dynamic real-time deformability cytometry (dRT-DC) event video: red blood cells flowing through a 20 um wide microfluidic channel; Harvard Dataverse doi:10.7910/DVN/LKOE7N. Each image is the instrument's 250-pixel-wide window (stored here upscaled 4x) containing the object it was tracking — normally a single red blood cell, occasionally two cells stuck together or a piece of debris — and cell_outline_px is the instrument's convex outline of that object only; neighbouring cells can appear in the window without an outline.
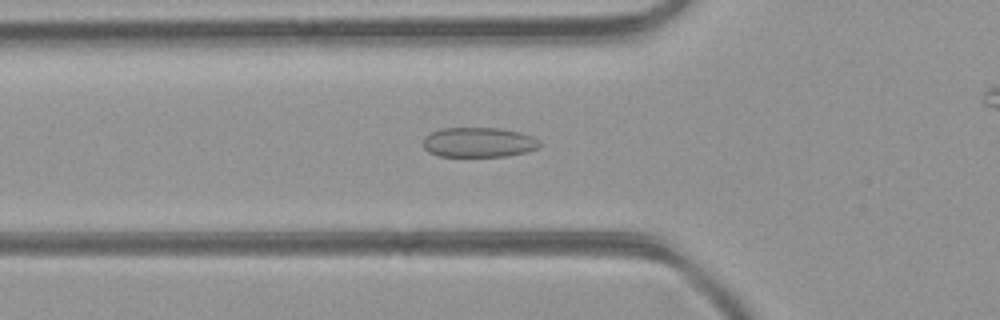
{"species": "common noctule bat (a hibernating species)", "species_latin": "Nyctalus noctula", "temperature_condition": "room temperature", "stored_images_in_passage": 42, "camera_frame_rate_fps": 3000, "um_per_image_px": 0.085, "animal": {"sex": "female", "body_mass_g": 21.9}, "frame": {"image": 1, "passage_image": 17, "time_ms": 5.333, "image_size_px": [1000, 320], "cell_outline_px": [[540, 148], [508, 156], [440, 156], [428, 152], [424, 148], [424, 136], [440, 128], [500, 128], [520, 132], [532, 136], [540, 140]], "centroid_in_image_um": [40.7, 12.09], "position_along_channel_um": 85.1, "area_um2": 20.35}}
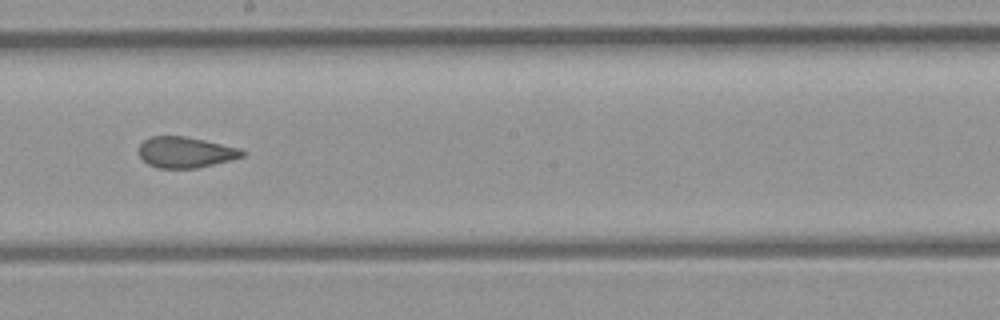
{"frame": {"image": 2, "passage_image": 27, "time_ms": 8.667, "image_size_px": [1000, 320], "cell_outline_px": [[244, 156], [232, 160], [196, 168], [156, 168], [148, 164], [140, 156], [140, 144], [144, 140], [152, 136], [184, 136], [204, 140], [240, 148], [244, 152]], "centroid_in_image_um": [15.77, 12.95], "position_along_channel_um": 232.4, "area_um2": 18.5}}
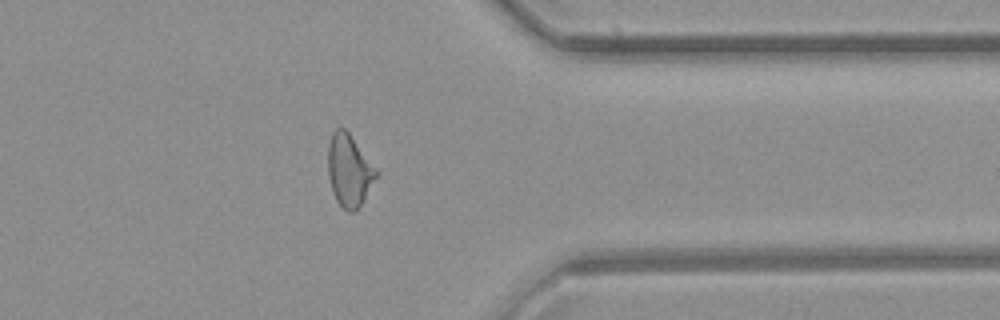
{"frame": {"image": 3, "passage_image": 38, "time_ms": 12.333, "image_size_px": [1000, 320], "cell_outline_px": [[380, 172], [364, 200], [356, 212], [348, 212], [336, 200], [328, 176], [328, 144], [332, 132], [336, 128], [344, 128], [348, 132]], "centroid_in_image_um": [29.7, 14.49], "position_along_channel_um": 381.7, "area_um2": 20.35}, "authors_computed_cell_mechanics": {"area_um2": 20.23, "velocity_mm_per_s": 4.388, "shape_relaxation_time_tau1_ms": null, "shape_relaxation_time_tau2_ms": 1.1389, "deformation_change_tau1": null, "deformation_change_tau2": 0.0909}}